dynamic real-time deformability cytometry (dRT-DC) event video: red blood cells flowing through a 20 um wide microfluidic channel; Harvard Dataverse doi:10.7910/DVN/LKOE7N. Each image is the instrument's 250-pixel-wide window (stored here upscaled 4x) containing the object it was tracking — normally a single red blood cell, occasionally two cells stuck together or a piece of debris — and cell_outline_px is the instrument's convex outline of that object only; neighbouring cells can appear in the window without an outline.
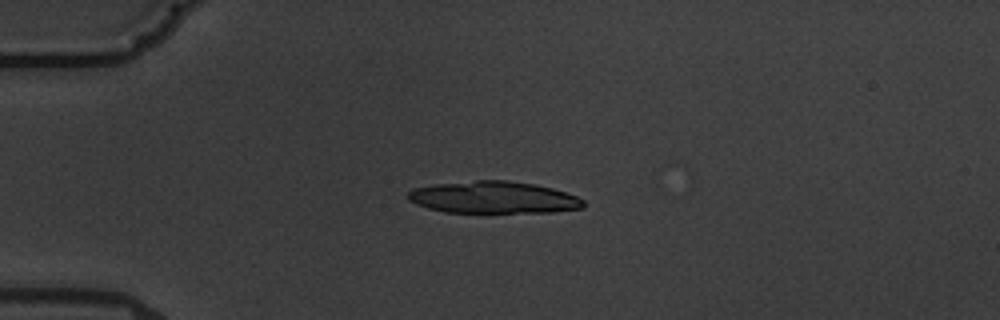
{"species": "common noctule bat (a hibernating species)", "species_latin": "Nyctalus noctula", "temperature_condition": "warm", "stored_images_in_passage": 8, "segment_of_instrument_passage": [2, 2], "camera_frame_rate_fps": 3000, "um_per_image_px": 0.085, "animal": {"sex": "male", "body_mass_g": 19.5, "forearm_length_mm": 54.6}, "frame": {"image": 1, "passage_image": 6, "time_ms": 6.667, "image_size_px": [1000, 320], "cell_outline_px": [[584, 208], [552, 212], [444, 212], [428, 208], [416, 204], [408, 200], [408, 192], [412, 188], [432, 184], [476, 180], [508, 180], [536, 184], [552, 188], [576, 196], [584, 200]], "centroid_in_image_um": [41.93, 16.77], "position_along_channel_um": 43.1, "area_um2": 32.89}}